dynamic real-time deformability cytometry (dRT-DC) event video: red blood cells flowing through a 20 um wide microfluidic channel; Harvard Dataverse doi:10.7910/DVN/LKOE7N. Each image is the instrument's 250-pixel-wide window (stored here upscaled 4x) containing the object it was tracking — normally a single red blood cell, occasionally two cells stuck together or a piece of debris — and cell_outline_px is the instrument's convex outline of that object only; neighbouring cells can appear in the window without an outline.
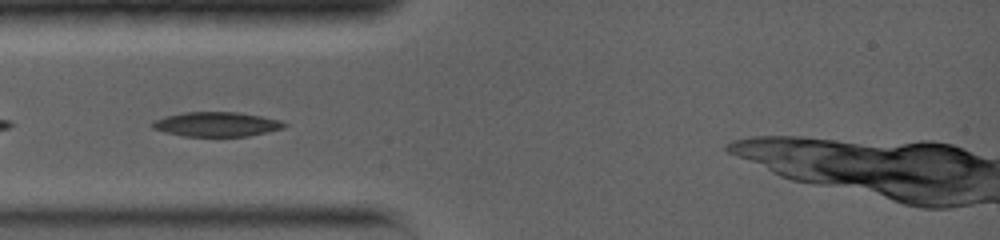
{"species": "common noctule bat (a hibernating species)", "species_latin": "Nyctalus noctula", "temperature_condition": "warm", "stored_images_in_passage": 8, "camera_frame_rate_fps": 5000, "um_per_image_px": 0.085, "animal": {"sex": "female", "body_mass_g": 19.0, "forearm_length_mm": 56.7}, "frame": {"image": 1, "passage_image": 2, "time_ms": 1.0, "image_size_px": [1000, 240], "cell_outline_px": [[288, 124], [284, 128], [248, 136], [184, 136], [164, 132], [152, 128], [152, 120], [164, 116], [184, 112], [236, 112], [260, 116], [280, 120]], "centroid_in_image_um": [18.37, 10.56], "position_along_channel_um": 66.6, "area_um2": 18.84}}
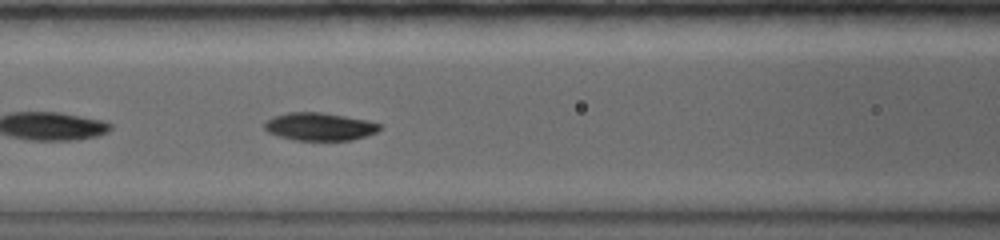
{"frame": {"image": 2, "passage_image": 4, "time_ms": 2.8, "image_size_px": [1000, 240], "cell_outline_px": [[380, 128], [376, 132], [352, 140], [296, 140], [280, 136], [268, 132], [264, 128], [264, 124], [272, 116], [288, 112], [324, 112], [364, 120], [380, 124]], "centroid_in_image_um": [27.12, 10.75], "position_along_channel_um": 139.5, "area_um2": 18.44}}